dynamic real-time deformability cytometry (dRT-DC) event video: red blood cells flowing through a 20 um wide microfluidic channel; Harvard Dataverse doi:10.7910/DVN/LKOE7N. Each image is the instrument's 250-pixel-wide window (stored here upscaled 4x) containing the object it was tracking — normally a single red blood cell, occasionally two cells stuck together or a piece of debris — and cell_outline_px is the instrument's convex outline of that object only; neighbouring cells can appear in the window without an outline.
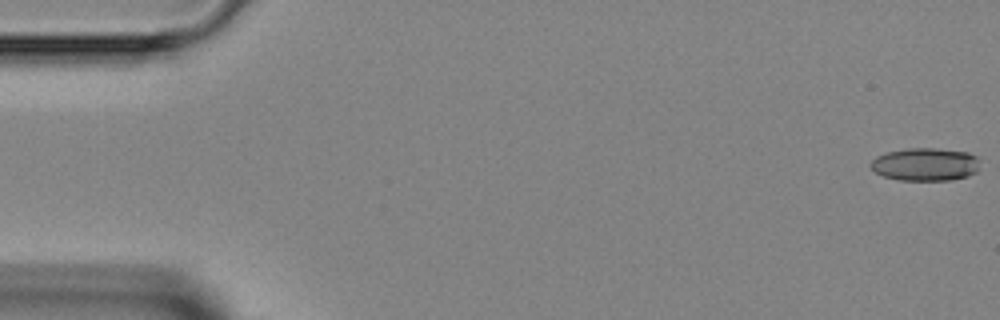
{"species": "Egyptian fruit bat (a non-hibernating species)", "species_latin": "Rousettus aegyptiacus", "temperature_condition": "room temperature", "stored_images_in_passage": 11, "camera_frame_rate_fps": 3000, "um_per_image_px": 0.085, "animal": {"sex": "female"}, "frame": {"image": 1, "passage_image": 1, "time_ms": 0.0, "image_size_px": [1000, 320], "cell_outline_px": [[976, 172], [968, 176], [948, 180], [900, 180], [884, 176], [876, 172], [868, 164], [876, 156], [884, 152], [908, 148], [936, 148], [968, 152], [976, 156]], "centroid_in_image_um": [78.59, 13.96], "position_along_channel_um": 6.4, "area_um2": 20.87}}